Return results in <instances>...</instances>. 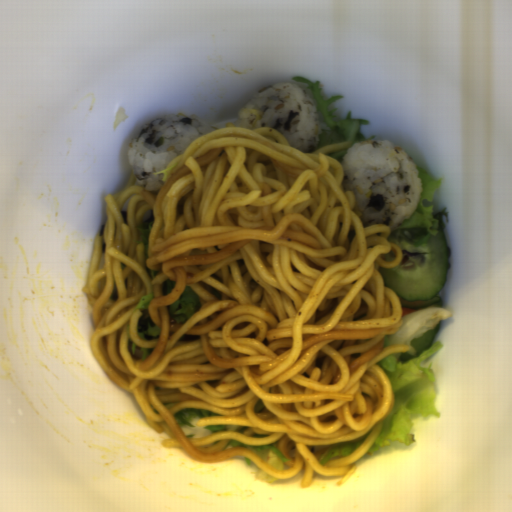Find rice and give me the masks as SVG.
I'll list each match as a JSON object with an SVG mask.
<instances>
[{
    "label": "rice",
    "instance_id": "obj_1",
    "mask_svg": "<svg viewBox=\"0 0 512 512\" xmlns=\"http://www.w3.org/2000/svg\"><path fill=\"white\" fill-rule=\"evenodd\" d=\"M340 185L356 197L354 212H361L363 228L385 224L390 233L419 207L423 181L410 154L386 139L352 144L339 163Z\"/></svg>",
    "mask_w": 512,
    "mask_h": 512
},
{
    "label": "rice",
    "instance_id": "obj_3",
    "mask_svg": "<svg viewBox=\"0 0 512 512\" xmlns=\"http://www.w3.org/2000/svg\"><path fill=\"white\" fill-rule=\"evenodd\" d=\"M261 110L257 124L247 123V109ZM236 127L254 130L275 128L290 147L302 153L316 152L321 135L320 116L316 103L307 89L296 82H280L263 87L237 111Z\"/></svg>",
    "mask_w": 512,
    "mask_h": 512
},
{
    "label": "rice",
    "instance_id": "obj_2",
    "mask_svg": "<svg viewBox=\"0 0 512 512\" xmlns=\"http://www.w3.org/2000/svg\"><path fill=\"white\" fill-rule=\"evenodd\" d=\"M214 131L194 117L163 113L150 118L138 128L127 152L135 184L156 197L169 164L194 140Z\"/></svg>",
    "mask_w": 512,
    "mask_h": 512
}]
</instances>
